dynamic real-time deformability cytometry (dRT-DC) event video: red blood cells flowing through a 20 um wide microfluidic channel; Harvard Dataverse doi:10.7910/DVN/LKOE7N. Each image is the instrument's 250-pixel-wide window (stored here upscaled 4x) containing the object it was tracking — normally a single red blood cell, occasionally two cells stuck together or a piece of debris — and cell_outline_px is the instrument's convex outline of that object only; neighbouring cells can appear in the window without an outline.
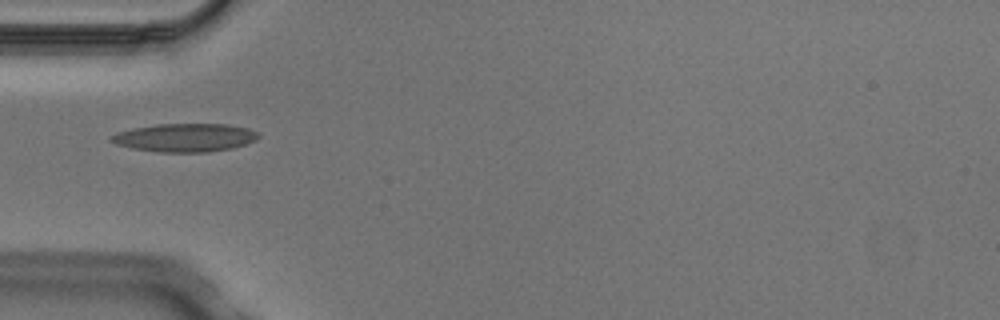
{"species": "Egyptian fruit bat (a non-hibernating species)", "species_latin": "Rousettus aegyptiacus", "temperature_condition": "cold", "stored_images_in_passage": 7, "camera_frame_rate_fps": 3000, "um_per_image_px": 0.085, "animal": {"sex": "male"}, "frame": {"image": 1, "passage_image": 4, "time_ms": 1.0, "image_size_px": [1000, 320], "cell_outline_px": [[260, 136], [256, 140], [232, 148], [208, 152], [160, 152], [132, 148], [116, 144], [108, 140], [108, 136], [116, 132], [132, 128], [156, 124], [228, 124], [248, 128], [256, 132]], "centroid_in_image_um": [15.67, 11.69], "position_along_channel_um": 69.3, "area_um2": 24.39}}
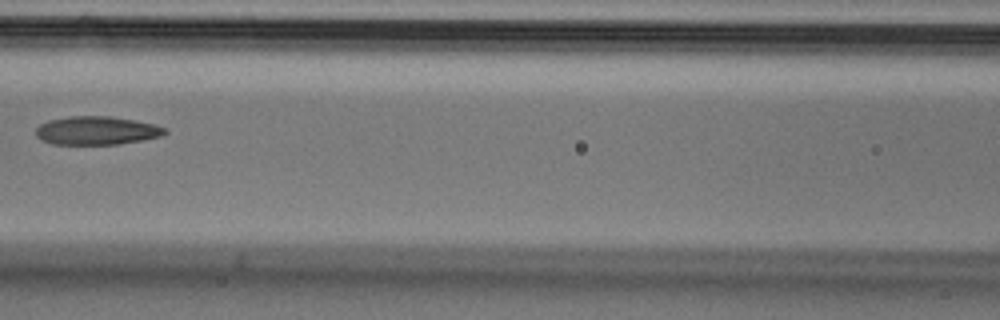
{"frame": {"image": 2, "passage_image": 6, "time_ms": 1.667, "image_size_px": [1000, 320], "cell_outline_px": [[168, 132], [160, 136], [120, 144], [52, 144], [40, 140], [36, 136], [36, 128], [40, 124], [48, 120], [68, 116], [112, 116], [136, 120], [168, 128]], "centroid_in_image_um": [8.19, 11.09], "position_along_channel_um": 158.4, "area_um2": 21.5}}
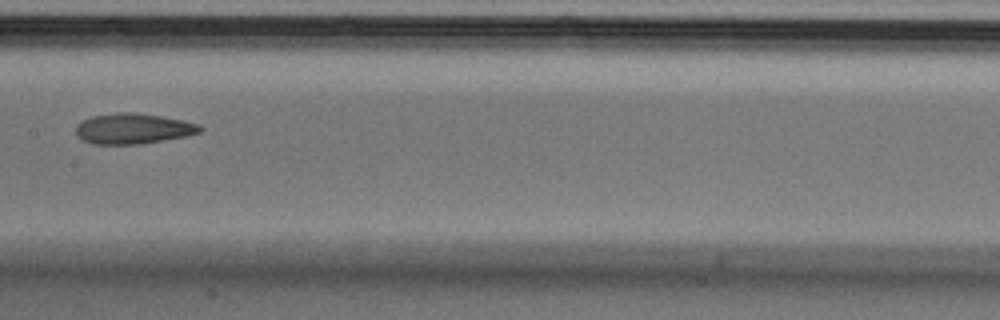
{"frame": {"image": 3, "passage_image": 7, "time_ms": 2.0, "image_size_px": [1000, 320], "cell_outline_px": [[204, 128], [200, 132], [184, 136], [140, 144], [92, 144], [80, 140], [76, 132], [76, 124], [92, 116], [120, 112], [132, 112], [160, 116], [200, 124]], "centroid_in_image_um": [11.28, 10.94], "position_along_channel_um": 196.1, "area_um2": 21.91}}